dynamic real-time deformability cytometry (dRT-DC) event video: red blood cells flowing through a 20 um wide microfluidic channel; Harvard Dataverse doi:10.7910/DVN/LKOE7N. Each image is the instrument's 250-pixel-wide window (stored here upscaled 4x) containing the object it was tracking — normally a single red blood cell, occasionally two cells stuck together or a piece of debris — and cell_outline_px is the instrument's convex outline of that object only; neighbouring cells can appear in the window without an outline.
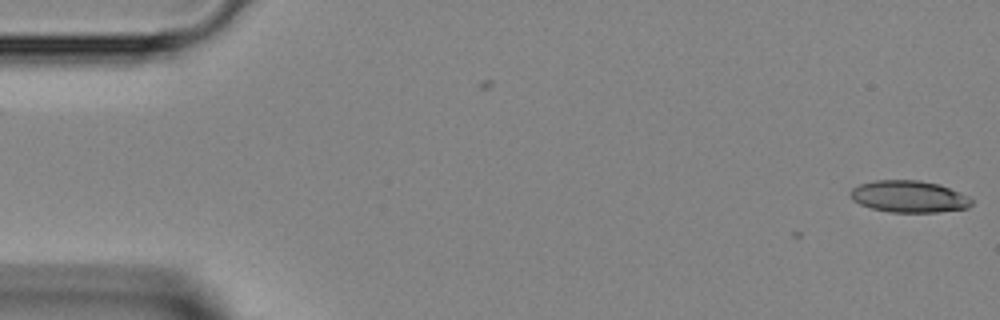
{"species": "Egyptian fruit bat (a non-hibernating species)", "species_latin": "Rousettus aegyptiacus", "temperature_condition": "room temperature", "stored_images_in_passage": 5, "camera_frame_rate_fps": 3000, "um_per_image_px": 0.085, "animal": {"sex": "female"}, "frame": {"image": 1, "passage_image": 5, "time_ms": 1.333, "image_size_px": [1000, 320], "cell_outline_px": [[972, 204], [968, 208], [936, 212], [892, 212], [872, 208], [860, 204], [852, 200], [848, 192], [852, 188], [860, 184], [876, 180], [920, 180], [940, 184], [960, 192], [968, 196], [972, 200]], "centroid_in_image_um": [77.26, 16.7], "position_along_channel_um": 7.7, "area_um2": 22.54}}